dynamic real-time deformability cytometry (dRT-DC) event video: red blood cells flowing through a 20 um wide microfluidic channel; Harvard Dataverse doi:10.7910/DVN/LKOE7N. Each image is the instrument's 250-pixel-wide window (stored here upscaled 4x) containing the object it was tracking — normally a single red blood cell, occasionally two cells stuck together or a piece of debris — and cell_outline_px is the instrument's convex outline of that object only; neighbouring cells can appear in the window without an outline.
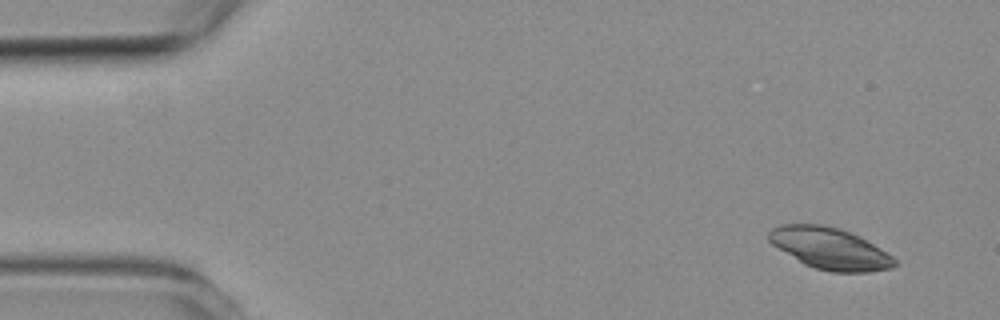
{"species": "common noctule bat (a hibernating species)", "species_latin": "Nyctalus noctula", "temperature_condition": "room temperature", "stored_images_in_passage": 3, "camera_frame_rate_fps": 3000, "um_per_image_px": 0.085, "animal": {"sex": "female", "body_mass_g": 19.3, "forearm_length_mm": 54.1}, "frame": {"image": 1, "passage_image": 1, "time_ms": 0.0, "image_size_px": [1000, 320], "cell_outline_px": [[896, 264], [892, 268], [868, 272], [832, 272], [816, 268], [804, 264], [772, 244], [768, 240], [768, 232], [772, 228], [780, 224], [820, 224], [840, 228], [880, 248], [892, 256], [896, 260]], "centroid_in_image_um": [70.51, 21.12], "position_along_channel_um": 14.5, "area_um2": 30.06}}